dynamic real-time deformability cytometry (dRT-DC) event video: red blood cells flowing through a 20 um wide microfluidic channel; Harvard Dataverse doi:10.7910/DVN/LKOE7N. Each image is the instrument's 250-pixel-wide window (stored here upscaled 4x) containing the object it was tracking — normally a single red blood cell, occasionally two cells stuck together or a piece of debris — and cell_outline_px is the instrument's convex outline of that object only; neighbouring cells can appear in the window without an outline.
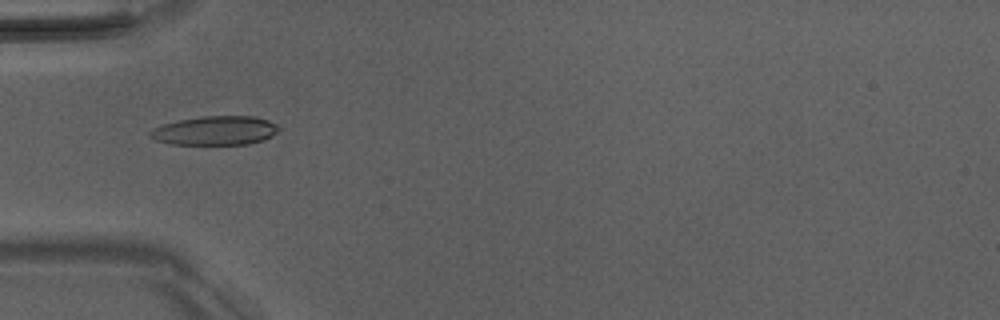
{"species": "Egyptian fruit bat (a non-hibernating species)", "species_latin": "Rousettus aegyptiacus", "temperature_condition": "room temperature", "stored_images_in_passage": 4, "camera_frame_rate_fps": 3000, "um_per_image_px": 0.085, "animal": {"sex": "male"}, "frame": {"image": 1, "passage_image": 3, "time_ms": 3.333, "image_size_px": [1000, 320], "cell_outline_px": [[280, 128], [272, 136], [264, 140], [248, 144], [172, 144], [156, 140], [148, 132], [152, 128], [164, 124], [180, 120], [204, 116], [252, 116], [268, 120], [276, 124]], "centroid_in_image_um": [18.32, 11.1], "position_along_channel_um": 66.7, "area_um2": 21.56}}